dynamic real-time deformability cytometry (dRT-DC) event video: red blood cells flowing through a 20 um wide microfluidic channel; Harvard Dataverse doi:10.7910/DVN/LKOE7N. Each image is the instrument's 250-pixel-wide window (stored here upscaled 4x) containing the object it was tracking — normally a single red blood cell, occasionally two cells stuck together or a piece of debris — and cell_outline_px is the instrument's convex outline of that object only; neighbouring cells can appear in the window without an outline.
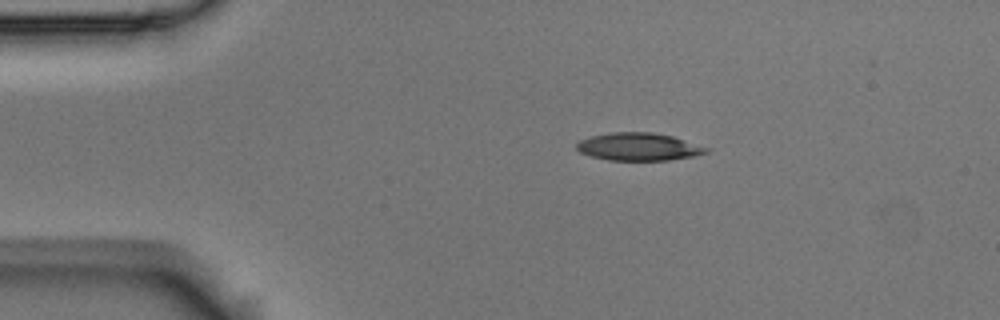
{"species": "Egyptian fruit bat (a non-hibernating species)", "species_latin": "Rousettus aegyptiacus", "temperature_condition": "room temperature", "stored_images_in_passage": 8, "camera_frame_rate_fps": 3000, "um_per_image_px": 0.085, "animal": {"sex": "male"}, "frame": {"image": 1, "passage_image": 1, "time_ms": 0.0, "image_size_px": [1000, 320], "cell_outline_px": [[712, 148], [708, 152], [696, 156], [668, 160], [608, 160], [592, 156], [580, 152], [576, 148], [576, 144], [580, 140], [592, 136], [612, 132], [652, 132], [672, 136]], "centroid_in_image_um": [54.33, 12.47], "position_along_channel_um": 30.7, "area_um2": 20.98}}
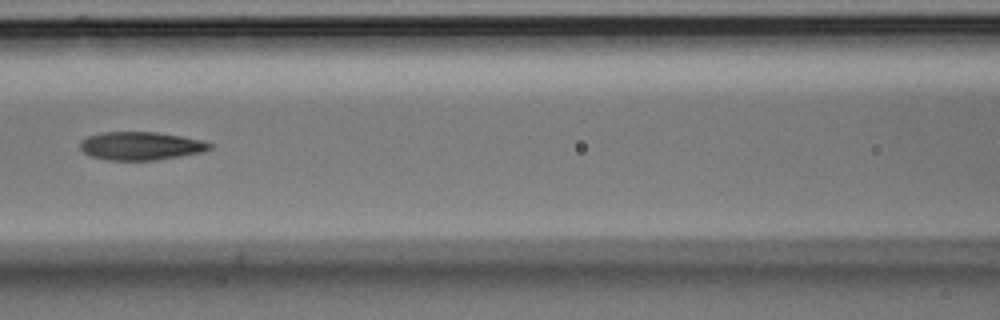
{"frame": {"image": 2, "passage_image": 5, "time_ms": 1.333, "image_size_px": [1000, 320], "cell_outline_px": [[212, 148], [200, 152], [156, 160], [108, 160], [92, 156], [84, 152], [80, 148], [80, 140], [88, 136], [100, 132], [156, 132], [180, 136], [200, 140], [212, 144]], "centroid_in_image_um": [11.92, 12.39], "position_along_channel_um": 154.7, "area_um2": 21.1}}
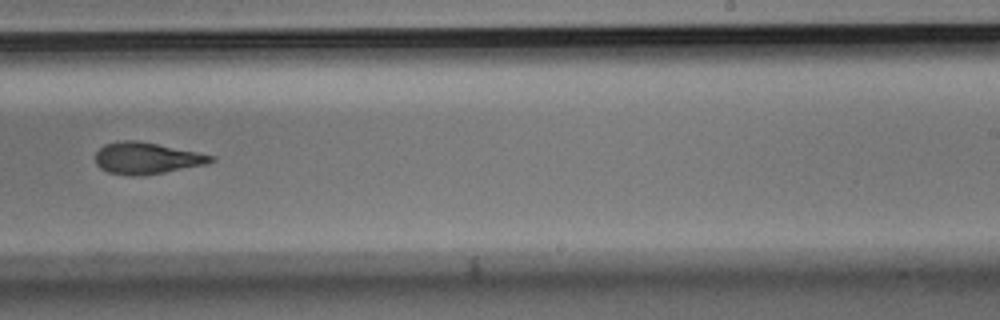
{"frame": {"image": 3, "passage_image": 8, "time_ms": 2.333, "image_size_px": [1000, 320], "cell_outline_px": [[216, 160], [204, 164], [164, 172], [140, 176], [128, 176], [108, 172], [100, 168], [96, 164], [96, 152], [104, 144], [120, 140], [136, 140], [216, 156]], "centroid_in_image_um": [12.42, 13.45], "position_along_channel_um": 276.6, "area_um2": 21.1}}